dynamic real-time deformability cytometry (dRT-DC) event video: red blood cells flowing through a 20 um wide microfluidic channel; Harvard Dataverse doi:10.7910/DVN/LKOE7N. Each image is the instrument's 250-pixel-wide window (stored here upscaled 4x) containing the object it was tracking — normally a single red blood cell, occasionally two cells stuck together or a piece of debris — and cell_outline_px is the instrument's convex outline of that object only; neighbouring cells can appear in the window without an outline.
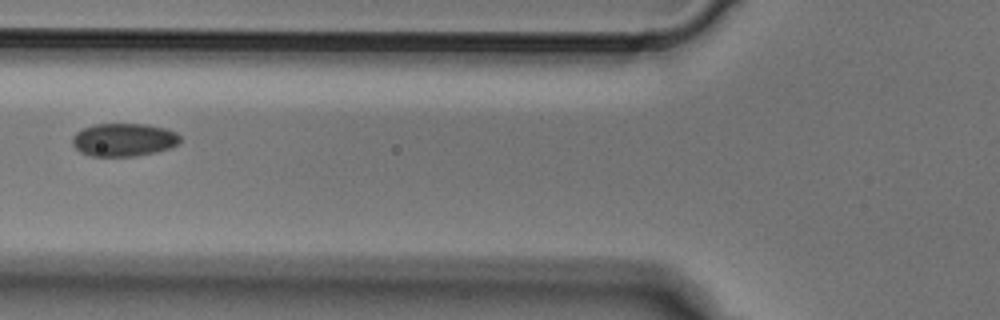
{"species": "Egyptian fruit bat (a non-hibernating species)", "species_latin": "Rousettus aegyptiacus", "temperature_condition": "cold", "stored_images_in_passage": 5, "camera_frame_rate_fps": 3000, "um_per_image_px": 0.085, "animal": {"sex": "male"}, "frame": {"image": 1, "passage_image": 5, "time_ms": 1.333, "image_size_px": [1000, 320], "cell_outline_px": [[180, 140], [172, 148], [156, 152], [136, 156], [92, 156], [80, 152], [72, 144], [72, 136], [76, 132], [84, 128], [96, 124], [148, 124], [164, 128], [176, 132], [180, 136]], "centroid_in_image_um": [10.52, 11.88], "position_along_channel_um": 115.3, "area_um2": 20.81}}